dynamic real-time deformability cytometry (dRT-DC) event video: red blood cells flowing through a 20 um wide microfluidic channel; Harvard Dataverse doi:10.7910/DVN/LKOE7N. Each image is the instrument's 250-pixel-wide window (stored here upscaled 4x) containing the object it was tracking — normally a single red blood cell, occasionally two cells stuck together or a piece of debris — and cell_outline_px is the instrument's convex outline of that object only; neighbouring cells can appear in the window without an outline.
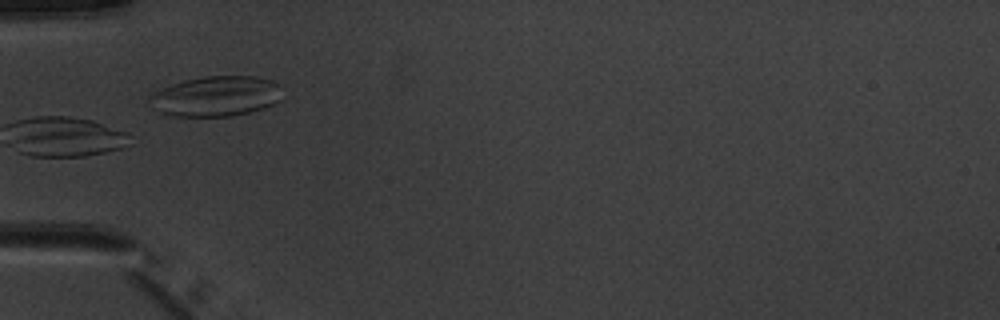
{"species": "common noctule bat (a hibernating species)", "species_latin": "Nyctalus noctula", "temperature_condition": "warm", "stored_images_in_passage": 6, "camera_frame_rate_fps": 3000, "um_per_image_px": 0.085, "animal": {"sex": "male", "body_mass_g": 20.1, "forearm_length_mm": 53.5}, "frame": {"image": 1, "passage_image": 4, "time_ms": 4.667, "image_size_px": [1000, 320], "cell_outline_px": [[280, 100], [264, 108], [232, 116], [168, 116], [152, 108], [148, 96], [172, 84], [184, 80], [204, 76], [256, 76], [272, 80], [276, 84]], "centroid_in_image_um": [18.31, 8.18], "position_along_channel_um": 66.7, "area_um2": 30.87}}
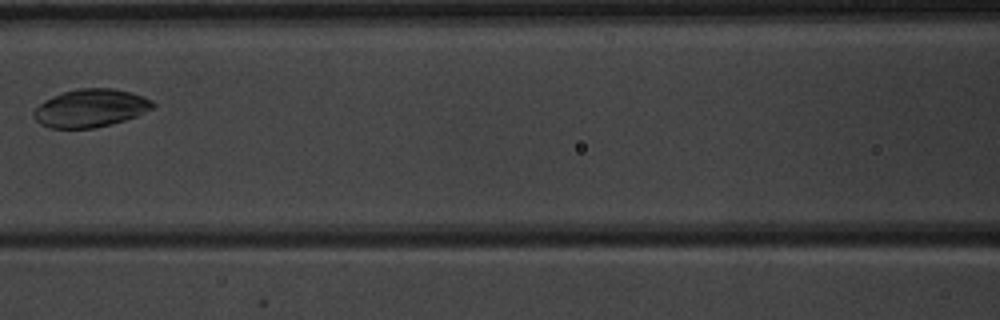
{"frame": {"image": 2, "passage_image": 6, "time_ms": 7.0, "image_size_px": [1000, 320], "cell_outline_px": [[156, 104], [152, 108], [136, 116], [124, 120], [92, 128], [52, 128], [40, 124], [32, 116], [32, 112], [44, 100], [52, 96], [76, 88], [112, 88], [132, 92], [144, 96], [152, 100]], "centroid_in_image_um": [7.68, 9.17], "position_along_channel_um": 158.9, "area_um2": 26.3}}